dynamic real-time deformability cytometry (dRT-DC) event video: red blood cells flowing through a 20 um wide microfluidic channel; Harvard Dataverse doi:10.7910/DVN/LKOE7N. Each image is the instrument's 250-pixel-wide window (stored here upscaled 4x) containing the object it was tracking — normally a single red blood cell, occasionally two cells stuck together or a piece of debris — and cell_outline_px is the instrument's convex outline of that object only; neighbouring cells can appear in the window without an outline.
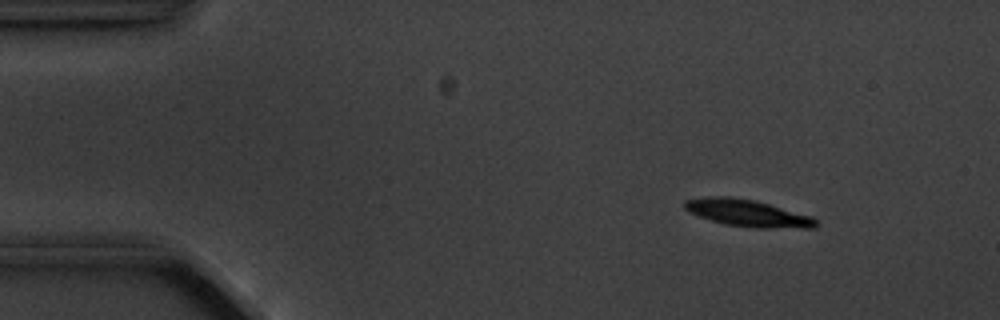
{"species": "common noctule bat (a hibernating species)", "species_latin": "Nyctalus noctula", "temperature_condition": "cold", "stored_images_in_passage": 6, "camera_frame_rate_fps": 3000, "um_per_image_px": 0.085, "animal": {"sex": "male", "body_mass_g": 20.1, "forearm_length_mm": 53.5}, "frame": {"image": 1, "passage_image": 2, "time_ms": 1.0, "image_size_px": [1000, 320], "cell_outline_px": [[820, 224], [816, 228], [756, 228], [724, 224], [688, 212], [684, 208], [684, 200], [708, 196], [728, 196], [756, 200], [812, 216]], "centroid_in_image_um": [63.58, 18.11], "position_along_channel_um": 21.4, "area_um2": 20.81}}
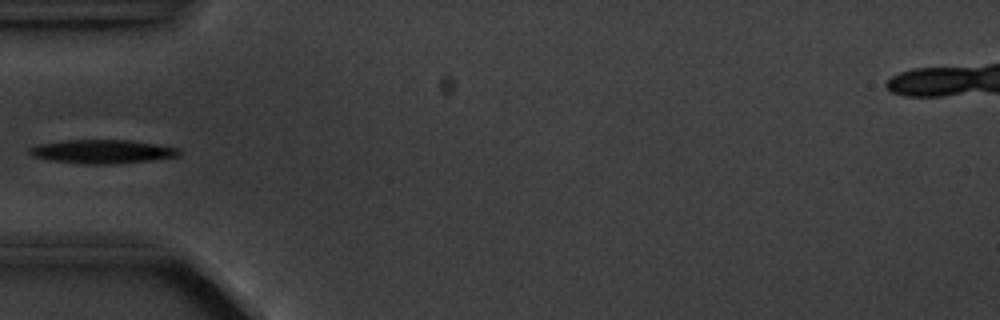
{"frame": {"image": 2, "passage_image": 5, "time_ms": 4.667, "image_size_px": [1000, 320], "cell_outline_px": [[180, 156], [152, 160], [108, 164], [84, 164], [48, 160], [32, 156], [28, 152], [28, 148], [40, 144], [68, 140], [132, 140], [180, 148]], "centroid_in_image_um": [8.7, 12.88], "position_along_channel_um": 76.3, "area_um2": 20.69}}